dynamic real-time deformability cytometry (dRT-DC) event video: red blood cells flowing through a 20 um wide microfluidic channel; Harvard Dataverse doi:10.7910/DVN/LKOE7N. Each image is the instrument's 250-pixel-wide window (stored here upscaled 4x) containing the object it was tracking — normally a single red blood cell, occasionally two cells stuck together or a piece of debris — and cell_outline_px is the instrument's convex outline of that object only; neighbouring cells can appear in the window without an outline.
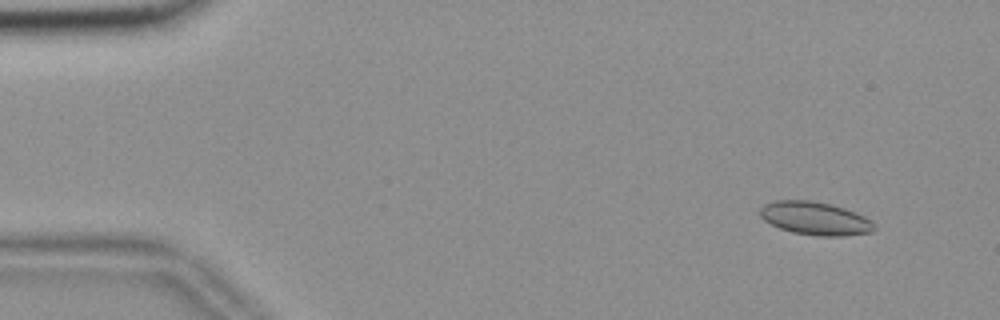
{"species": "common noctule bat (a hibernating species)", "species_latin": "Nyctalus noctula", "temperature_condition": "room temperature", "stored_images_in_passage": 56, "camera_frame_rate_fps": 3000, "um_per_image_px": 0.085, "animal": {"sex": "female", "body_mass_g": 18.4}, "frame": {"image": 1, "passage_image": 5, "time_ms": 1.333, "image_size_px": [1000, 320], "cell_outline_px": [[876, 228], [872, 232], [844, 236], [816, 236], [792, 232], [780, 228], [764, 220], [760, 216], [760, 208], [764, 204], [776, 200], [808, 200], [832, 204], [844, 208], [864, 216]], "centroid_in_image_um": [69.26, 18.56], "position_along_channel_um": 15.7, "area_um2": 21.96}}
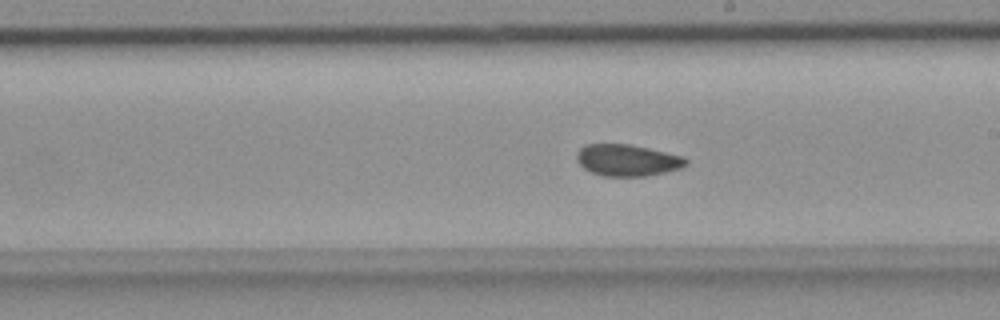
{"frame": {"image": 2, "passage_image": 32, "time_ms": 10.333, "image_size_px": [1000, 320], "cell_outline_px": [[688, 164], [684, 168], [648, 176], [604, 176], [592, 172], [584, 168], [576, 160], [576, 152], [584, 144], [628, 144], [648, 148], [684, 156], [688, 160]], "centroid_in_image_um": [53.35, 13.62], "position_along_channel_um": 235.6, "area_um2": 20.35}}
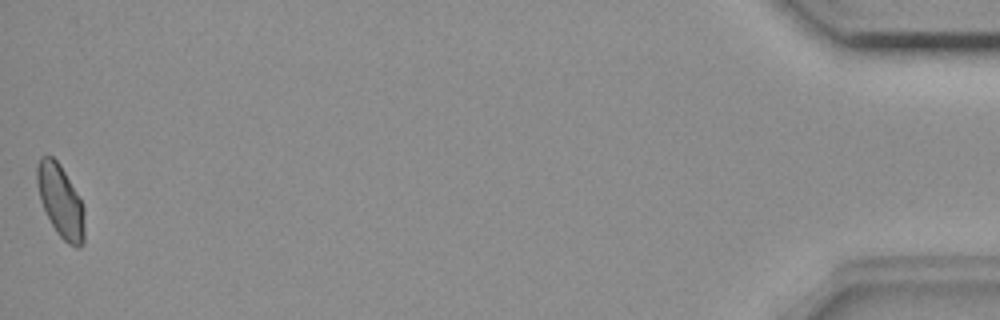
{"frame": {"image": 3, "passage_image": 56, "time_ms": 18.333, "image_size_px": [1000, 320], "cell_outline_px": [[84, 244], [80, 248], [76, 248], [68, 244], [56, 232], [40, 200], [36, 180], [36, 164], [40, 156], [52, 156], [60, 164], [84, 204]], "centroid_in_image_um": [5.16, 17.09], "position_along_channel_um": 430.0, "area_um2": 20.29}, "authors_computed_cell_mechanics": {"area_um2": 20.6346, "velocity_mm_per_s": 3.6316, "shape_relaxation_time_tau1_ms": 8.1245, "shape_relaxation_time_tau2_ms": 2.6431, "deformation_change_tau1": 0.1052, "deformation_change_tau2": 0.062}}